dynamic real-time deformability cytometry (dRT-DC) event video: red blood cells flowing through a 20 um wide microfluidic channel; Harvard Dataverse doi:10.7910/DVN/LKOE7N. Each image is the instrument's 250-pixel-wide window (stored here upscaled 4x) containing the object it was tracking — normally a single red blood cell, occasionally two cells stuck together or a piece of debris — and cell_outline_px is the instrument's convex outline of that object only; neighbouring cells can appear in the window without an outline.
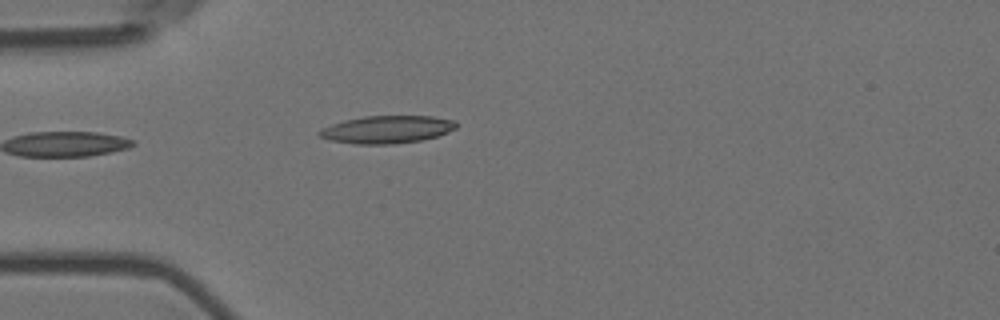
{"species": "Egyptian fruit bat (a non-hibernating species)", "species_latin": "Rousettus aegyptiacus", "temperature_condition": "room temperature", "stored_images_in_passage": 4, "camera_frame_rate_fps": 3000, "um_per_image_px": 0.085, "animal": {"sex": "female"}, "frame": {"image": 1, "passage_image": 4, "time_ms": 1.0, "image_size_px": [1000, 320], "cell_outline_px": [[460, 124], [456, 128], [448, 132], [436, 136], [420, 140], [392, 144], [356, 144], [328, 140], [320, 136], [316, 132], [320, 128], [344, 120], [364, 116], [432, 116], [456, 120]], "centroid_in_image_um": [32.89, 11.0], "position_along_channel_um": 52.1, "area_um2": 22.2}}